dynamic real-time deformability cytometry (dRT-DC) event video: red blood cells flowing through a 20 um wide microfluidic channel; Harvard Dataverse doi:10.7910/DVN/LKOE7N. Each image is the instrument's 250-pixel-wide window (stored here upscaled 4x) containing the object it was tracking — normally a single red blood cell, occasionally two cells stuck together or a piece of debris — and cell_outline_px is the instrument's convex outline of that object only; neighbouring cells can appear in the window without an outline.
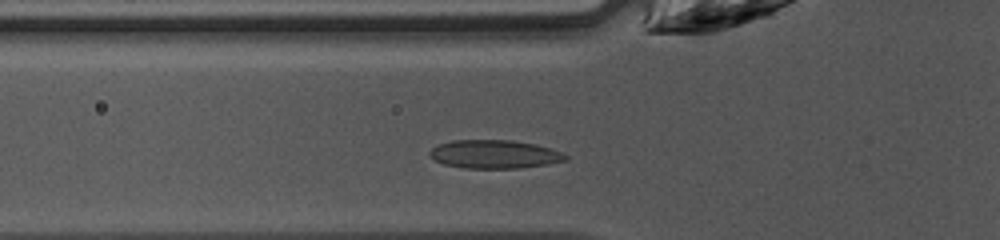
{"species": "common noctule bat (a hibernating species)", "species_latin": "Nyctalus noctula", "temperature_condition": "warm", "stored_images_in_passage": 9, "camera_frame_rate_fps": 3000, "um_per_image_px": 0.085, "animal": {"sex": "female", "body_mass_g": 10.0, "forearm_length_mm": 53.1}, "frame": {"image": 1, "passage_image": 3, "time_ms": 0.667, "image_size_px": [1000, 240], "cell_outline_px": [[568, 160], [548, 164], [520, 168], [464, 168], [444, 164], [428, 156], [428, 152], [436, 144], [452, 140], [512, 140], [536, 144], [552, 148], [564, 152], [568, 156]], "centroid_in_image_um": [42.05, 13.1], "position_along_channel_um": 83.8, "area_um2": 22.83}}
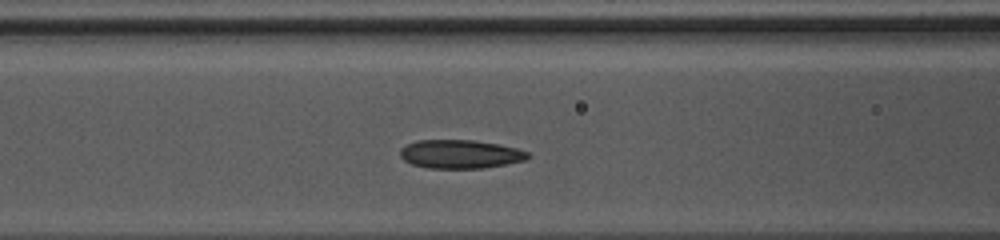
{"frame": {"image": 2, "passage_image": 6, "time_ms": 1.667, "image_size_px": [1000, 240], "cell_outline_px": [[532, 156], [524, 160], [484, 168], [428, 168], [412, 164], [404, 160], [400, 156], [400, 148], [416, 140], [476, 140], [516, 148], [528, 152]], "centroid_in_image_um": [39.1, 13.1], "position_along_channel_um": 127.5, "area_um2": 21.21}}